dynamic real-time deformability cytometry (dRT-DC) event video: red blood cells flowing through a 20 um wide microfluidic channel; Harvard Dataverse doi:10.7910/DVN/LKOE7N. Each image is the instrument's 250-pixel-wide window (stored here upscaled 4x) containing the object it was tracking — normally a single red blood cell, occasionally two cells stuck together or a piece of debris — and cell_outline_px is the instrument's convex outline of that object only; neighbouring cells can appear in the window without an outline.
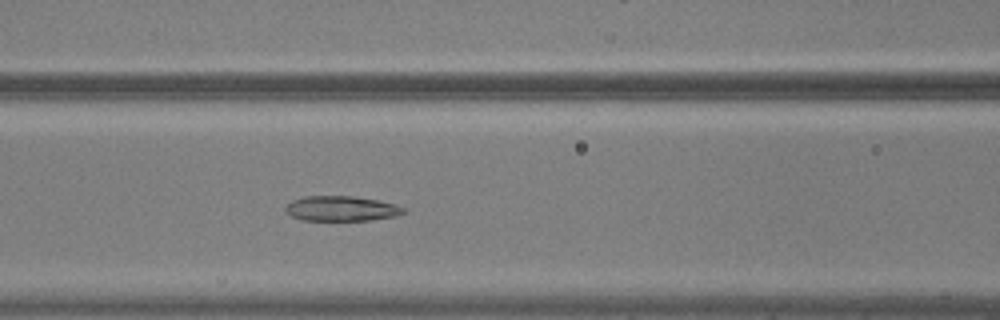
{"species": "common noctule bat (a hibernating species)", "species_latin": "Nyctalus noctula", "temperature_condition": "warm", "stored_images_in_passage": 57, "camera_frame_rate_fps": 3000, "um_per_image_px": 0.085, "animal": {"sex": "male", "body_mass_g": 20.5, "forearm_length_mm": 52.5}, "frame": {"image": 1, "passage_image": 25, "time_ms": 8.0, "image_size_px": [1000, 320], "cell_outline_px": [[404, 212], [396, 216], [372, 220], [304, 220], [292, 216], [284, 208], [292, 200], [304, 196], [352, 196], [376, 200], [396, 204], [404, 208]], "centroid_in_image_um": [29.02, 17.72], "position_along_channel_um": 137.6, "area_um2": 17.05}}
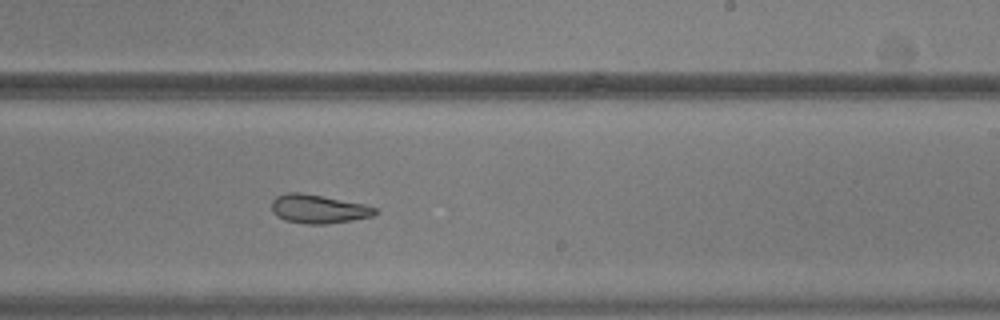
{"frame": {"image": 2, "passage_image": 35, "time_ms": 11.333, "image_size_px": [1000, 320], "cell_outline_px": [[380, 212], [372, 216], [352, 220], [328, 224], [308, 224], [284, 220], [276, 216], [272, 212], [272, 200], [276, 196], [288, 192], [300, 192], [364, 204], [376, 208]], "centroid_in_image_um": [27.05, 17.76], "position_along_channel_um": 261.9, "area_um2": 17.34}}
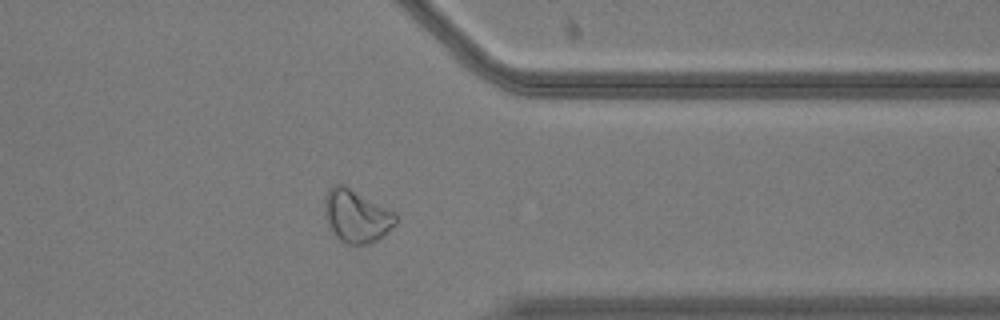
{"frame": {"image": 3, "passage_image": 45, "time_ms": 14.667, "image_size_px": [1000, 320], "cell_outline_px": [[396, 224], [376, 240], [368, 244], [348, 244], [340, 240], [336, 236], [324, 212], [324, 200], [328, 188], [332, 184], [344, 184], [396, 212]], "centroid_in_image_um": [30.3, 18.32], "position_along_channel_um": 381.1, "area_um2": 21.73}, "authors_computed_cell_mechanics": {"area_um2": 21.2126, "velocity_mm_per_s": 3.7357, "shape_relaxation_time_tau1_ms": 7.8979, "shape_relaxation_time_tau2_ms": 5.5013, "deformation_change_tau1": 0.2011, "deformation_change_tau2": 0.1232}}